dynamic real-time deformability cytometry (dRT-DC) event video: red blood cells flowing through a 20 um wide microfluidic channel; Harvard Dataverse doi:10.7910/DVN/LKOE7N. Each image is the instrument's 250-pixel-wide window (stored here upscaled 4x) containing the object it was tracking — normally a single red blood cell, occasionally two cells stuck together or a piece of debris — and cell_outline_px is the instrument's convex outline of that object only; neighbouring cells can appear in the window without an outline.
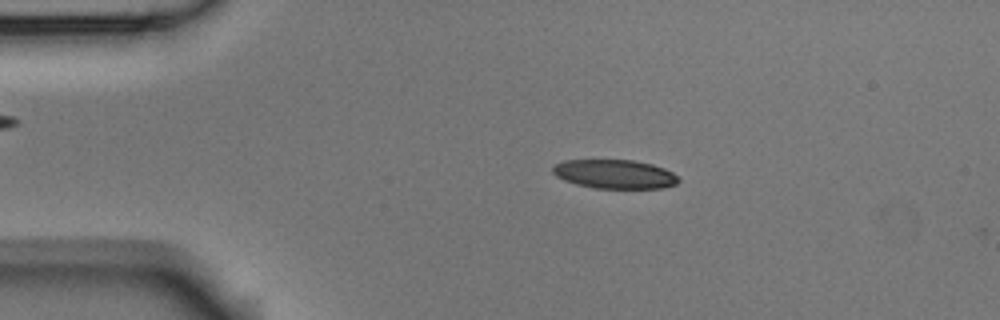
{"species": "Egyptian fruit bat (a non-hibernating species)", "species_latin": "Rousettus aegyptiacus", "temperature_condition": "room temperature", "stored_images_in_passage": 4, "camera_frame_rate_fps": 3000, "um_per_image_px": 0.085, "animal": {"sex": "male"}, "frame": {"image": 1, "passage_image": 2, "time_ms": 0.333, "image_size_px": [1000, 320], "cell_outline_px": [[680, 180], [676, 184], [664, 188], [596, 188], [576, 184], [564, 180], [556, 176], [552, 172], [552, 164], [564, 160], [632, 160], [652, 164], [664, 168], [680, 176]], "centroid_in_image_um": [52.25, 14.79], "position_along_channel_um": 32.8, "area_um2": 21.39}}
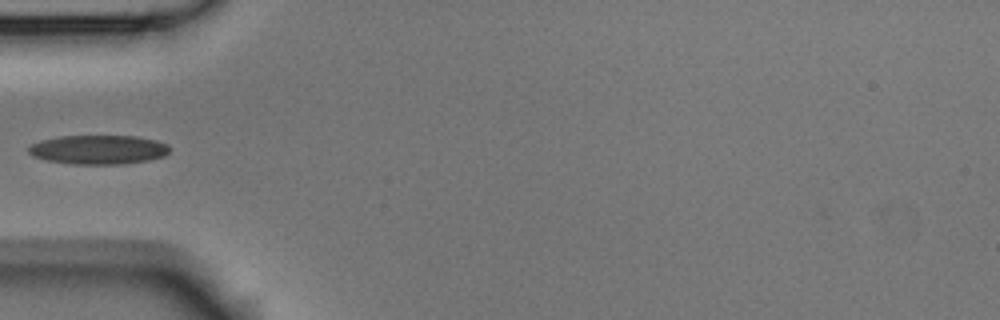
{"frame": {"image": 2, "passage_image": 4, "time_ms": 1.0, "image_size_px": [1000, 320], "cell_outline_px": [[168, 152], [164, 156], [148, 160], [124, 164], [72, 164], [48, 160], [32, 156], [28, 152], [28, 148], [32, 144], [40, 140], [60, 136], [136, 136], [156, 140], [168, 144]], "centroid_in_image_um": [8.36, 12.72], "position_along_channel_um": 76.6, "area_um2": 23.93}}